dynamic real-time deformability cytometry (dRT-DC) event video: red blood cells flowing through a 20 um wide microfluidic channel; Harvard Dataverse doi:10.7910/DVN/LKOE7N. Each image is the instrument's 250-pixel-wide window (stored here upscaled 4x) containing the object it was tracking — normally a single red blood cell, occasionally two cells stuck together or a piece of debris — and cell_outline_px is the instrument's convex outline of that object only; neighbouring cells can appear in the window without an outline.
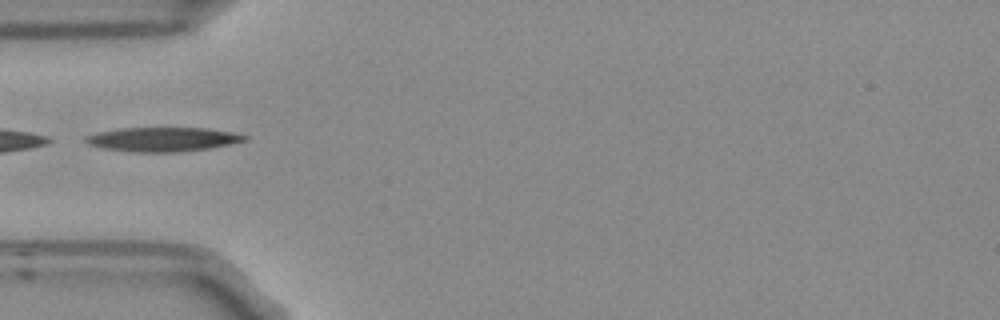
{"species": "Egyptian fruit bat (a non-hibernating species)", "species_latin": "Rousettus aegyptiacus", "temperature_condition": "room temperature", "stored_images_in_passage": 1, "camera_frame_rate_fps": 3000, "um_per_image_px": 0.085, "frame": {"image": 1, "passage_image": 1, "time_ms": 0.0, "image_size_px": [1000, 320], "cell_outline_px": [[248, 140], [208, 148], [180, 152], [132, 152], [100, 148], [88, 144], [84, 140], [84, 136], [100, 132], [124, 128], [208, 128], [232, 132], [248, 136]], "centroid_in_image_um": [13.81, 11.85], "position_along_channel_um": 71.2, "area_um2": 22.37}}